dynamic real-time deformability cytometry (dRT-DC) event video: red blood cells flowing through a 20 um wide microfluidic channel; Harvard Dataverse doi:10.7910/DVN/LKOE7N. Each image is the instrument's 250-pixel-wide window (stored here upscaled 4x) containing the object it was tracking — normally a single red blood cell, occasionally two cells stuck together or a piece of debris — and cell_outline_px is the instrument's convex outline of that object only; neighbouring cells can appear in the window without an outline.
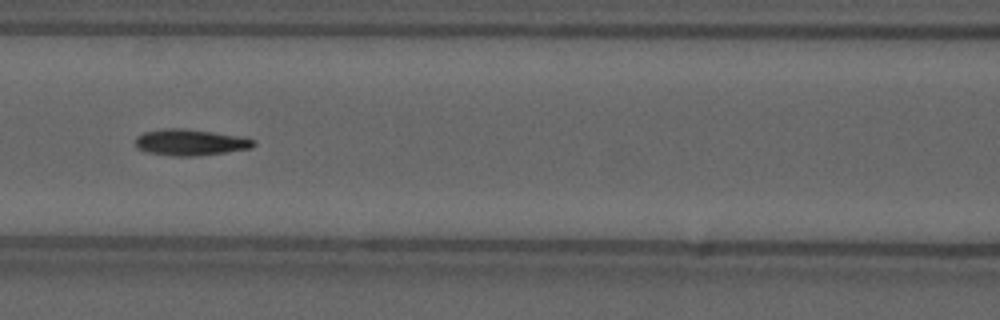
{"species": "common noctule bat (a hibernating species)", "species_latin": "Nyctalus noctula", "temperature_condition": "cold", "stored_images_in_passage": 55, "camera_frame_rate_fps": 3000, "um_per_image_px": 0.085, "animal": {"sex": "male", "forearm_length_mm": 52.5}, "frame": {"image": 1, "passage_image": 24, "time_ms": 7.667, "image_size_px": [1000, 320], "cell_outline_px": [[256, 144], [252, 148], [228, 152], [196, 156], [172, 156], [148, 152], [140, 148], [136, 144], [136, 136], [144, 132], [164, 128], [184, 128], [244, 136], [256, 140]], "centroid_in_image_um": [16.25, 12.09], "position_along_channel_um": 150.3, "area_um2": 18.26}, "authors_computed_cell_mechanics": {"area_um2": 17.2822, "velocity_mm_per_s": 3.6898, "shape_relaxation_time_tau1_ms": 4.4583, "shape_relaxation_time_tau2_ms": null, "deformation_change_tau1": 0.0717, "deformation_change_tau2": null}}